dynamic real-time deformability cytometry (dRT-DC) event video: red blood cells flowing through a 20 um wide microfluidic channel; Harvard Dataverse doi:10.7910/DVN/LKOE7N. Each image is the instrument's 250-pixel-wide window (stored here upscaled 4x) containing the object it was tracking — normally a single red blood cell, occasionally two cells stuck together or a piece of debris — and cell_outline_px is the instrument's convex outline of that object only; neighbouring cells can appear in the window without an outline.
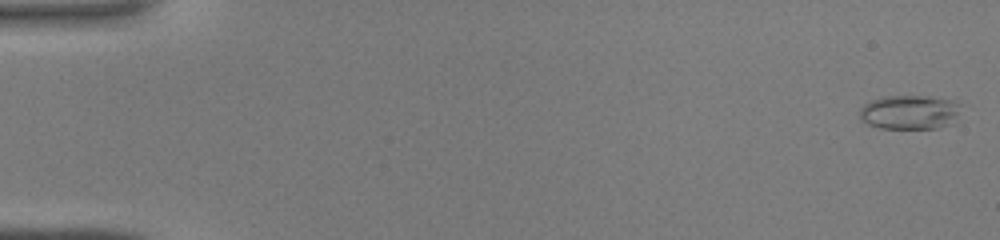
{"species": "common noctule bat (a hibernating species)", "species_latin": "Nyctalus noctula", "temperature_condition": "warm", "stored_images_in_passage": 44, "camera_frame_rate_fps": 3000, "um_per_image_px": 0.085, "animal": {"sex": "male", "body_mass_g": 19.0, "forearm_length_mm": 50.8}, "frame": {"image": 1, "passage_image": 1, "time_ms": 0.0, "image_size_px": [1000, 240], "cell_outline_px": [[960, 104], [956, 116], [940, 128], [880, 128], [868, 124], [860, 120], [860, 108], [864, 104], [872, 100], [884, 96], [928, 96], [956, 100]], "centroid_in_image_um": [77.27, 9.52], "position_along_channel_um": 7.7, "area_um2": 20.0}}
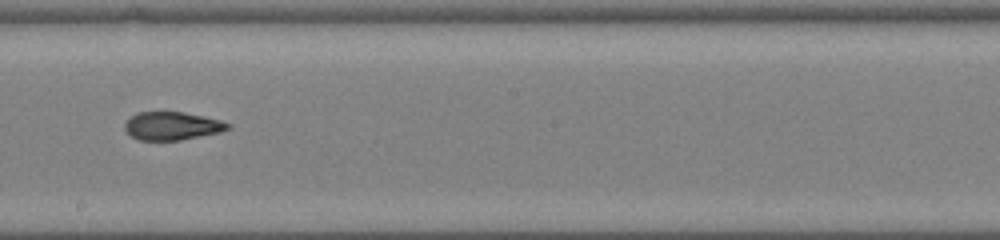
{"frame": {"image": 2, "passage_image": 26, "time_ms": 8.333, "image_size_px": [1000, 240], "cell_outline_px": [[232, 128], [220, 132], [180, 140], [140, 140], [132, 136], [124, 128], [124, 124], [136, 112], [184, 112], [204, 116], [220, 120], [232, 124]], "centroid_in_image_um": [14.66, 10.7], "position_along_channel_um": 233.5, "area_um2": 16.88}}
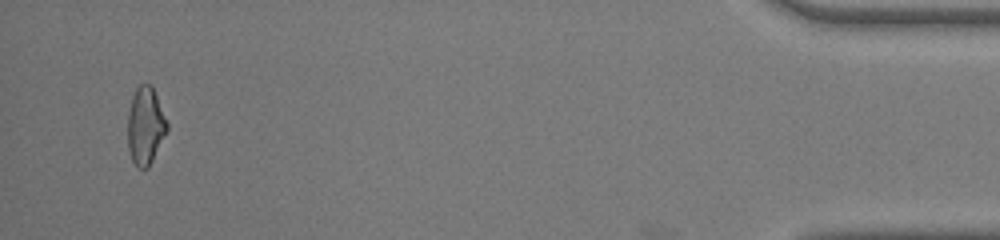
{"frame": {"image": 3, "passage_image": 43, "time_ms": 14.0, "image_size_px": [1000, 240], "cell_outline_px": [[168, 128], [148, 168], [136, 168], [132, 160], [128, 148], [128, 112], [132, 96], [136, 88], [140, 84], [152, 84], [168, 124]], "centroid_in_image_um": [12.35, 10.68], "position_along_channel_um": 422.9, "area_um2": 17.69}}